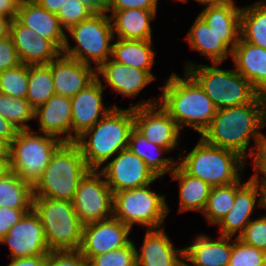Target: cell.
Segmentation results:
<instances>
[{
	"mask_svg": "<svg viewBox=\"0 0 266 266\" xmlns=\"http://www.w3.org/2000/svg\"><path fill=\"white\" fill-rule=\"evenodd\" d=\"M240 37L246 42L266 49V1L242 8Z\"/></svg>",
	"mask_w": 266,
	"mask_h": 266,
	"instance_id": "31",
	"label": "cell"
},
{
	"mask_svg": "<svg viewBox=\"0 0 266 266\" xmlns=\"http://www.w3.org/2000/svg\"><path fill=\"white\" fill-rule=\"evenodd\" d=\"M96 77L102 74L104 80L116 92L124 96H136L147 84L154 79L141 69L107 60L95 69Z\"/></svg>",
	"mask_w": 266,
	"mask_h": 266,
	"instance_id": "25",
	"label": "cell"
},
{
	"mask_svg": "<svg viewBox=\"0 0 266 266\" xmlns=\"http://www.w3.org/2000/svg\"><path fill=\"white\" fill-rule=\"evenodd\" d=\"M158 0H107L105 10L145 9L156 10Z\"/></svg>",
	"mask_w": 266,
	"mask_h": 266,
	"instance_id": "44",
	"label": "cell"
},
{
	"mask_svg": "<svg viewBox=\"0 0 266 266\" xmlns=\"http://www.w3.org/2000/svg\"><path fill=\"white\" fill-rule=\"evenodd\" d=\"M228 266H266V252L243 243L236 237Z\"/></svg>",
	"mask_w": 266,
	"mask_h": 266,
	"instance_id": "39",
	"label": "cell"
},
{
	"mask_svg": "<svg viewBox=\"0 0 266 266\" xmlns=\"http://www.w3.org/2000/svg\"><path fill=\"white\" fill-rule=\"evenodd\" d=\"M30 210L0 207V239L5 236L9 229L20 221L25 213Z\"/></svg>",
	"mask_w": 266,
	"mask_h": 266,
	"instance_id": "45",
	"label": "cell"
},
{
	"mask_svg": "<svg viewBox=\"0 0 266 266\" xmlns=\"http://www.w3.org/2000/svg\"><path fill=\"white\" fill-rule=\"evenodd\" d=\"M103 86L98 77L84 90L70 97L72 105V131L76 139L86 130L92 128L113 107L102 105Z\"/></svg>",
	"mask_w": 266,
	"mask_h": 266,
	"instance_id": "18",
	"label": "cell"
},
{
	"mask_svg": "<svg viewBox=\"0 0 266 266\" xmlns=\"http://www.w3.org/2000/svg\"><path fill=\"white\" fill-rule=\"evenodd\" d=\"M133 154L141 158L147 167L157 176L161 177L167 172H172L176 162L170 158H160L163 152H169L167 148L158 146L148 141L135 127L129 137L128 147ZM155 153L154 155H152ZM158 152V153H157ZM158 156V157H157Z\"/></svg>",
	"mask_w": 266,
	"mask_h": 266,
	"instance_id": "30",
	"label": "cell"
},
{
	"mask_svg": "<svg viewBox=\"0 0 266 266\" xmlns=\"http://www.w3.org/2000/svg\"><path fill=\"white\" fill-rule=\"evenodd\" d=\"M18 130L8 120L0 116V138L6 140L9 144L16 137Z\"/></svg>",
	"mask_w": 266,
	"mask_h": 266,
	"instance_id": "49",
	"label": "cell"
},
{
	"mask_svg": "<svg viewBox=\"0 0 266 266\" xmlns=\"http://www.w3.org/2000/svg\"><path fill=\"white\" fill-rule=\"evenodd\" d=\"M10 144L0 138V158H9Z\"/></svg>",
	"mask_w": 266,
	"mask_h": 266,
	"instance_id": "54",
	"label": "cell"
},
{
	"mask_svg": "<svg viewBox=\"0 0 266 266\" xmlns=\"http://www.w3.org/2000/svg\"><path fill=\"white\" fill-rule=\"evenodd\" d=\"M29 82V65L17 67L0 73V92L13 98H26Z\"/></svg>",
	"mask_w": 266,
	"mask_h": 266,
	"instance_id": "37",
	"label": "cell"
},
{
	"mask_svg": "<svg viewBox=\"0 0 266 266\" xmlns=\"http://www.w3.org/2000/svg\"><path fill=\"white\" fill-rule=\"evenodd\" d=\"M134 128V107L119 109L113 107L90 129L84 131L74 142L80 149L90 169L99 170L101 165L114 154L128 147ZM86 140V136H89Z\"/></svg>",
	"mask_w": 266,
	"mask_h": 266,
	"instance_id": "3",
	"label": "cell"
},
{
	"mask_svg": "<svg viewBox=\"0 0 266 266\" xmlns=\"http://www.w3.org/2000/svg\"><path fill=\"white\" fill-rule=\"evenodd\" d=\"M231 237L221 236L212 241L208 236L200 235L193 245L183 248L184 258L194 266H228L232 244Z\"/></svg>",
	"mask_w": 266,
	"mask_h": 266,
	"instance_id": "27",
	"label": "cell"
},
{
	"mask_svg": "<svg viewBox=\"0 0 266 266\" xmlns=\"http://www.w3.org/2000/svg\"><path fill=\"white\" fill-rule=\"evenodd\" d=\"M234 199L235 182L226 185L212 186L202 213H204L209 223L218 224L233 206Z\"/></svg>",
	"mask_w": 266,
	"mask_h": 266,
	"instance_id": "35",
	"label": "cell"
},
{
	"mask_svg": "<svg viewBox=\"0 0 266 266\" xmlns=\"http://www.w3.org/2000/svg\"><path fill=\"white\" fill-rule=\"evenodd\" d=\"M21 0H0V16L15 19Z\"/></svg>",
	"mask_w": 266,
	"mask_h": 266,
	"instance_id": "48",
	"label": "cell"
},
{
	"mask_svg": "<svg viewBox=\"0 0 266 266\" xmlns=\"http://www.w3.org/2000/svg\"><path fill=\"white\" fill-rule=\"evenodd\" d=\"M131 228L115 217L83 225L79 251L89 261L93 256L128 245Z\"/></svg>",
	"mask_w": 266,
	"mask_h": 266,
	"instance_id": "14",
	"label": "cell"
},
{
	"mask_svg": "<svg viewBox=\"0 0 266 266\" xmlns=\"http://www.w3.org/2000/svg\"><path fill=\"white\" fill-rule=\"evenodd\" d=\"M259 189H260V197L259 198V202L257 204V207H263L266 209V185H259Z\"/></svg>",
	"mask_w": 266,
	"mask_h": 266,
	"instance_id": "55",
	"label": "cell"
},
{
	"mask_svg": "<svg viewBox=\"0 0 266 266\" xmlns=\"http://www.w3.org/2000/svg\"><path fill=\"white\" fill-rule=\"evenodd\" d=\"M152 40H124L118 39L112 48L114 61L146 71L156 79L150 69L154 63V51L151 49Z\"/></svg>",
	"mask_w": 266,
	"mask_h": 266,
	"instance_id": "28",
	"label": "cell"
},
{
	"mask_svg": "<svg viewBox=\"0 0 266 266\" xmlns=\"http://www.w3.org/2000/svg\"><path fill=\"white\" fill-rule=\"evenodd\" d=\"M89 170L79 147L74 142L63 143L33 186V197L73 202L78 184Z\"/></svg>",
	"mask_w": 266,
	"mask_h": 266,
	"instance_id": "4",
	"label": "cell"
},
{
	"mask_svg": "<svg viewBox=\"0 0 266 266\" xmlns=\"http://www.w3.org/2000/svg\"><path fill=\"white\" fill-rule=\"evenodd\" d=\"M34 112L26 98H13L0 92V116L18 131L30 129L25 122L35 118Z\"/></svg>",
	"mask_w": 266,
	"mask_h": 266,
	"instance_id": "36",
	"label": "cell"
},
{
	"mask_svg": "<svg viewBox=\"0 0 266 266\" xmlns=\"http://www.w3.org/2000/svg\"><path fill=\"white\" fill-rule=\"evenodd\" d=\"M184 249H174L164 229H147L139 253L136 248L137 266H182Z\"/></svg>",
	"mask_w": 266,
	"mask_h": 266,
	"instance_id": "24",
	"label": "cell"
},
{
	"mask_svg": "<svg viewBox=\"0 0 266 266\" xmlns=\"http://www.w3.org/2000/svg\"><path fill=\"white\" fill-rule=\"evenodd\" d=\"M240 39V34H216L207 23L198 16L187 35L192 49L210 57L212 63L222 64ZM230 45V49L229 48Z\"/></svg>",
	"mask_w": 266,
	"mask_h": 266,
	"instance_id": "19",
	"label": "cell"
},
{
	"mask_svg": "<svg viewBox=\"0 0 266 266\" xmlns=\"http://www.w3.org/2000/svg\"><path fill=\"white\" fill-rule=\"evenodd\" d=\"M185 77L175 73L162 87L161 107L175 120L202 134L217 113V108L198 82L185 70Z\"/></svg>",
	"mask_w": 266,
	"mask_h": 266,
	"instance_id": "2",
	"label": "cell"
},
{
	"mask_svg": "<svg viewBox=\"0 0 266 266\" xmlns=\"http://www.w3.org/2000/svg\"><path fill=\"white\" fill-rule=\"evenodd\" d=\"M88 266H137L136 247L131 241L122 248L93 256Z\"/></svg>",
	"mask_w": 266,
	"mask_h": 266,
	"instance_id": "38",
	"label": "cell"
},
{
	"mask_svg": "<svg viewBox=\"0 0 266 266\" xmlns=\"http://www.w3.org/2000/svg\"><path fill=\"white\" fill-rule=\"evenodd\" d=\"M231 57L235 70L247 79L259 94L266 96V49L240 37Z\"/></svg>",
	"mask_w": 266,
	"mask_h": 266,
	"instance_id": "23",
	"label": "cell"
},
{
	"mask_svg": "<svg viewBox=\"0 0 266 266\" xmlns=\"http://www.w3.org/2000/svg\"><path fill=\"white\" fill-rule=\"evenodd\" d=\"M16 19L40 36L51 40L61 51L66 42V34L57 15L39 6L33 0H21Z\"/></svg>",
	"mask_w": 266,
	"mask_h": 266,
	"instance_id": "22",
	"label": "cell"
},
{
	"mask_svg": "<svg viewBox=\"0 0 266 266\" xmlns=\"http://www.w3.org/2000/svg\"><path fill=\"white\" fill-rule=\"evenodd\" d=\"M182 266H192V265H188L186 262H184Z\"/></svg>",
	"mask_w": 266,
	"mask_h": 266,
	"instance_id": "57",
	"label": "cell"
},
{
	"mask_svg": "<svg viewBox=\"0 0 266 266\" xmlns=\"http://www.w3.org/2000/svg\"><path fill=\"white\" fill-rule=\"evenodd\" d=\"M61 56L48 64L53 76L54 91L56 95L73 97L96 79V70L91 65Z\"/></svg>",
	"mask_w": 266,
	"mask_h": 266,
	"instance_id": "17",
	"label": "cell"
},
{
	"mask_svg": "<svg viewBox=\"0 0 266 266\" xmlns=\"http://www.w3.org/2000/svg\"><path fill=\"white\" fill-rule=\"evenodd\" d=\"M173 179H178L180 212L188 210L203 211L212 186L200 178L186 173L179 165L171 172Z\"/></svg>",
	"mask_w": 266,
	"mask_h": 266,
	"instance_id": "29",
	"label": "cell"
},
{
	"mask_svg": "<svg viewBox=\"0 0 266 266\" xmlns=\"http://www.w3.org/2000/svg\"><path fill=\"white\" fill-rule=\"evenodd\" d=\"M0 243L9 245L11 259L48 255L50 252L41 220L33 208L9 229Z\"/></svg>",
	"mask_w": 266,
	"mask_h": 266,
	"instance_id": "15",
	"label": "cell"
},
{
	"mask_svg": "<svg viewBox=\"0 0 266 266\" xmlns=\"http://www.w3.org/2000/svg\"><path fill=\"white\" fill-rule=\"evenodd\" d=\"M33 1H35L39 6L43 7L44 9L56 15L59 12L60 7H62L63 4L65 3V0H33Z\"/></svg>",
	"mask_w": 266,
	"mask_h": 266,
	"instance_id": "50",
	"label": "cell"
},
{
	"mask_svg": "<svg viewBox=\"0 0 266 266\" xmlns=\"http://www.w3.org/2000/svg\"><path fill=\"white\" fill-rule=\"evenodd\" d=\"M253 162L255 164L253 169L261 172L264 177H262L261 179L258 178V172L255 173L252 177L258 182V185H266V145L262 146L258 150L256 156L253 159Z\"/></svg>",
	"mask_w": 266,
	"mask_h": 266,
	"instance_id": "46",
	"label": "cell"
},
{
	"mask_svg": "<svg viewBox=\"0 0 266 266\" xmlns=\"http://www.w3.org/2000/svg\"><path fill=\"white\" fill-rule=\"evenodd\" d=\"M180 1L186 2L187 0H180ZM196 1L200 2L201 4L209 6V5H222L225 3H229L233 0H196Z\"/></svg>",
	"mask_w": 266,
	"mask_h": 266,
	"instance_id": "56",
	"label": "cell"
},
{
	"mask_svg": "<svg viewBox=\"0 0 266 266\" xmlns=\"http://www.w3.org/2000/svg\"><path fill=\"white\" fill-rule=\"evenodd\" d=\"M45 136L33 134V130H20L10 143L11 172L32 187L40 179L52 155L64 143L60 138Z\"/></svg>",
	"mask_w": 266,
	"mask_h": 266,
	"instance_id": "8",
	"label": "cell"
},
{
	"mask_svg": "<svg viewBox=\"0 0 266 266\" xmlns=\"http://www.w3.org/2000/svg\"><path fill=\"white\" fill-rule=\"evenodd\" d=\"M112 11L109 15L113 33H118V39L124 40H151L150 20L154 19L156 10L125 9L105 10Z\"/></svg>",
	"mask_w": 266,
	"mask_h": 266,
	"instance_id": "26",
	"label": "cell"
},
{
	"mask_svg": "<svg viewBox=\"0 0 266 266\" xmlns=\"http://www.w3.org/2000/svg\"><path fill=\"white\" fill-rule=\"evenodd\" d=\"M11 172L9 158H0V179Z\"/></svg>",
	"mask_w": 266,
	"mask_h": 266,
	"instance_id": "53",
	"label": "cell"
},
{
	"mask_svg": "<svg viewBox=\"0 0 266 266\" xmlns=\"http://www.w3.org/2000/svg\"><path fill=\"white\" fill-rule=\"evenodd\" d=\"M32 208L41 220L50 250H79L83 224L73 202L33 197Z\"/></svg>",
	"mask_w": 266,
	"mask_h": 266,
	"instance_id": "6",
	"label": "cell"
},
{
	"mask_svg": "<svg viewBox=\"0 0 266 266\" xmlns=\"http://www.w3.org/2000/svg\"><path fill=\"white\" fill-rule=\"evenodd\" d=\"M21 64L10 36L0 40V73Z\"/></svg>",
	"mask_w": 266,
	"mask_h": 266,
	"instance_id": "43",
	"label": "cell"
},
{
	"mask_svg": "<svg viewBox=\"0 0 266 266\" xmlns=\"http://www.w3.org/2000/svg\"><path fill=\"white\" fill-rule=\"evenodd\" d=\"M34 117H38L40 131L44 135L47 134L57 138L58 135L67 134L61 140L64 143L75 142V136L72 132L70 97L53 95L46 103L35 110Z\"/></svg>",
	"mask_w": 266,
	"mask_h": 266,
	"instance_id": "21",
	"label": "cell"
},
{
	"mask_svg": "<svg viewBox=\"0 0 266 266\" xmlns=\"http://www.w3.org/2000/svg\"><path fill=\"white\" fill-rule=\"evenodd\" d=\"M91 8L95 13L105 12L107 0H80Z\"/></svg>",
	"mask_w": 266,
	"mask_h": 266,
	"instance_id": "51",
	"label": "cell"
},
{
	"mask_svg": "<svg viewBox=\"0 0 266 266\" xmlns=\"http://www.w3.org/2000/svg\"><path fill=\"white\" fill-rule=\"evenodd\" d=\"M149 185L113 193V217L130 228L137 223L159 229L169 210L164 196L151 191Z\"/></svg>",
	"mask_w": 266,
	"mask_h": 266,
	"instance_id": "10",
	"label": "cell"
},
{
	"mask_svg": "<svg viewBox=\"0 0 266 266\" xmlns=\"http://www.w3.org/2000/svg\"><path fill=\"white\" fill-rule=\"evenodd\" d=\"M189 175L211 186L226 185L240 179L245 159L237 152L207 144L202 138L179 165Z\"/></svg>",
	"mask_w": 266,
	"mask_h": 266,
	"instance_id": "5",
	"label": "cell"
},
{
	"mask_svg": "<svg viewBox=\"0 0 266 266\" xmlns=\"http://www.w3.org/2000/svg\"><path fill=\"white\" fill-rule=\"evenodd\" d=\"M186 71L198 82L217 109L252 102L259 93L236 70L218 69L221 64L195 65L188 63Z\"/></svg>",
	"mask_w": 266,
	"mask_h": 266,
	"instance_id": "7",
	"label": "cell"
},
{
	"mask_svg": "<svg viewBox=\"0 0 266 266\" xmlns=\"http://www.w3.org/2000/svg\"><path fill=\"white\" fill-rule=\"evenodd\" d=\"M95 12L80 0H65L57 13L61 26L68 30L75 24L87 20Z\"/></svg>",
	"mask_w": 266,
	"mask_h": 266,
	"instance_id": "40",
	"label": "cell"
},
{
	"mask_svg": "<svg viewBox=\"0 0 266 266\" xmlns=\"http://www.w3.org/2000/svg\"><path fill=\"white\" fill-rule=\"evenodd\" d=\"M0 207L31 210L33 187L13 172L0 179Z\"/></svg>",
	"mask_w": 266,
	"mask_h": 266,
	"instance_id": "33",
	"label": "cell"
},
{
	"mask_svg": "<svg viewBox=\"0 0 266 266\" xmlns=\"http://www.w3.org/2000/svg\"><path fill=\"white\" fill-rule=\"evenodd\" d=\"M241 11L242 8L231 1L222 5H209L199 16L216 34H240Z\"/></svg>",
	"mask_w": 266,
	"mask_h": 266,
	"instance_id": "32",
	"label": "cell"
},
{
	"mask_svg": "<svg viewBox=\"0 0 266 266\" xmlns=\"http://www.w3.org/2000/svg\"><path fill=\"white\" fill-rule=\"evenodd\" d=\"M259 192L258 182L251 177L246 183L240 179L235 182V199L227 215L218 223L221 236L233 237L240 230L237 238L243 233L253 212Z\"/></svg>",
	"mask_w": 266,
	"mask_h": 266,
	"instance_id": "20",
	"label": "cell"
},
{
	"mask_svg": "<svg viewBox=\"0 0 266 266\" xmlns=\"http://www.w3.org/2000/svg\"><path fill=\"white\" fill-rule=\"evenodd\" d=\"M105 13H94L87 20L70 27L67 31L77 44L74 48H70L66 38L62 55L88 65H91L92 60L97 64L94 68L106 62L112 55L113 45L110 41L116 38L113 35L111 18Z\"/></svg>",
	"mask_w": 266,
	"mask_h": 266,
	"instance_id": "9",
	"label": "cell"
},
{
	"mask_svg": "<svg viewBox=\"0 0 266 266\" xmlns=\"http://www.w3.org/2000/svg\"><path fill=\"white\" fill-rule=\"evenodd\" d=\"M46 266H88V260L79 250H50Z\"/></svg>",
	"mask_w": 266,
	"mask_h": 266,
	"instance_id": "42",
	"label": "cell"
},
{
	"mask_svg": "<svg viewBox=\"0 0 266 266\" xmlns=\"http://www.w3.org/2000/svg\"><path fill=\"white\" fill-rule=\"evenodd\" d=\"M90 169L80 180L73 200L83 225L113 217V192L101 171Z\"/></svg>",
	"mask_w": 266,
	"mask_h": 266,
	"instance_id": "11",
	"label": "cell"
},
{
	"mask_svg": "<svg viewBox=\"0 0 266 266\" xmlns=\"http://www.w3.org/2000/svg\"><path fill=\"white\" fill-rule=\"evenodd\" d=\"M8 266H46L47 255L12 259Z\"/></svg>",
	"mask_w": 266,
	"mask_h": 266,
	"instance_id": "47",
	"label": "cell"
},
{
	"mask_svg": "<svg viewBox=\"0 0 266 266\" xmlns=\"http://www.w3.org/2000/svg\"><path fill=\"white\" fill-rule=\"evenodd\" d=\"M55 95L53 76L48 65H29L26 99L36 110Z\"/></svg>",
	"mask_w": 266,
	"mask_h": 266,
	"instance_id": "34",
	"label": "cell"
},
{
	"mask_svg": "<svg viewBox=\"0 0 266 266\" xmlns=\"http://www.w3.org/2000/svg\"><path fill=\"white\" fill-rule=\"evenodd\" d=\"M266 125V97L259 94L252 102L217 110L208 128L201 134L210 145L237 152L242 158L255 157L253 148L245 155L254 137L256 153L266 145V136L259 131Z\"/></svg>",
	"mask_w": 266,
	"mask_h": 266,
	"instance_id": "1",
	"label": "cell"
},
{
	"mask_svg": "<svg viewBox=\"0 0 266 266\" xmlns=\"http://www.w3.org/2000/svg\"><path fill=\"white\" fill-rule=\"evenodd\" d=\"M11 22L10 18L0 16V40L9 36Z\"/></svg>",
	"mask_w": 266,
	"mask_h": 266,
	"instance_id": "52",
	"label": "cell"
},
{
	"mask_svg": "<svg viewBox=\"0 0 266 266\" xmlns=\"http://www.w3.org/2000/svg\"><path fill=\"white\" fill-rule=\"evenodd\" d=\"M157 100L142 101L134 107V127L144 137L169 151L177 146L180 127Z\"/></svg>",
	"mask_w": 266,
	"mask_h": 266,
	"instance_id": "12",
	"label": "cell"
},
{
	"mask_svg": "<svg viewBox=\"0 0 266 266\" xmlns=\"http://www.w3.org/2000/svg\"><path fill=\"white\" fill-rule=\"evenodd\" d=\"M238 239L266 252V216L251 220Z\"/></svg>",
	"mask_w": 266,
	"mask_h": 266,
	"instance_id": "41",
	"label": "cell"
},
{
	"mask_svg": "<svg viewBox=\"0 0 266 266\" xmlns=\"http://www.w3.org/2000/svg\"><path fill=\"white\" fill-rule=\"evenodd\" d=\"M100 171L113 193L143 187L158 178L146 163L128 148L121 150Z\"/></svg>",
	"mask_w": 266,
	"mask_h": 266,
	"instance_id": "13",
	"label": "cell"
},
{
	"mask_svg": "<svg viewBox=\"0 0 266 266\" xmlns=\"http://www.w3.org/2000/svg\"><path fill=\"white\" fill-rule=\"evenodd\" d=\"M9 36L23 64L48 65L62 54V51L51 40L23 26L16 18L11 22Z\"/></svg>",
	"mask_w": 266,
	"mask_h": 266,
	"instance_id": "16",
	"label": "cell"
}]
</instances>
